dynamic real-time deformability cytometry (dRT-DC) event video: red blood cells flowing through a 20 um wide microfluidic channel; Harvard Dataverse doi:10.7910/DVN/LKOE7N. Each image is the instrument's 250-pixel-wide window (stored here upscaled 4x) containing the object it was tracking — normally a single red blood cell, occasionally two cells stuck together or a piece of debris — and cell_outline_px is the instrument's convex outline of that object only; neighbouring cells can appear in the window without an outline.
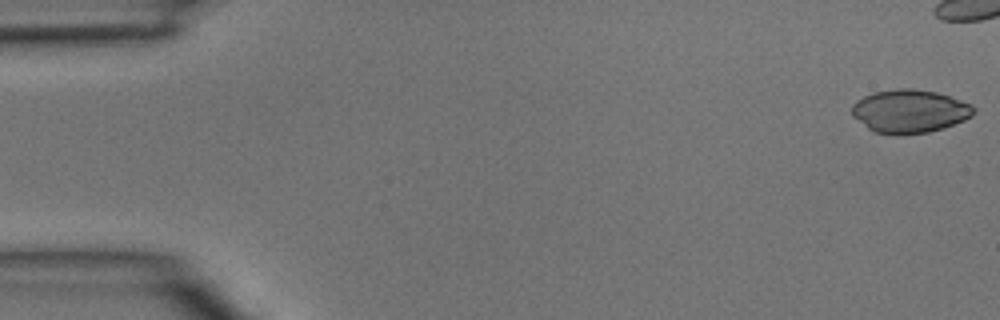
{"species": "common noctule bat (a hibernating species)", "species_latin": "Nyctalus noctula", "temperature_condition": "room temperature", "stored_images_in_passage": 37, "camera_frame_rate_fps": 3000, "um_per_image_px": 0.085, "animal": {"sex": "male", "body_mass_g": 15.6}, "frame": {"image": 1, "passage_image": 1, "time_ms": 0.0, "image_size_px": [1000, 320], "cell_outline_px": [[976, 112], [972, 116], [964, 120], [944, 128], [928, 132], [876, 132], [868, 128], [852, 116], [852, 104], [856, 100], [872, 92], [896, 88], [912, 88], [936, 92], [960, 100], [976, 108]], "centroid_in_image_um": [77.32, 9.41], "position_along_channel_um": 7.7, "area_um2": 30.17}}